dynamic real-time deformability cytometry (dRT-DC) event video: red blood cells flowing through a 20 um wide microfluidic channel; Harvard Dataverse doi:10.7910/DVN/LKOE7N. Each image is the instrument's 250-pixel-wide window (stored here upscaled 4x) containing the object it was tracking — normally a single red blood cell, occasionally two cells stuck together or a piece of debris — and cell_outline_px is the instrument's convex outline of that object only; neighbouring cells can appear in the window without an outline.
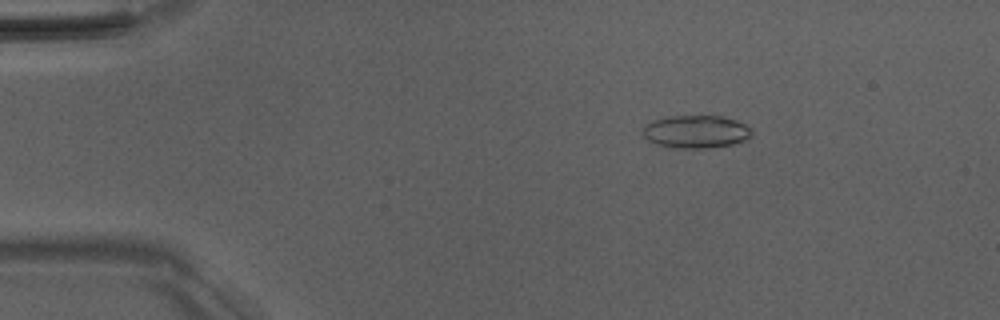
{"species": "Egyptian fruit bat (a non-hibernating species)", "species_latin": "Rousettus aegyptiacus", "temperature_condition": "room temperature", "stored_images_in_passage": 47, "camera_frame_rate_fps": 3000, "um_per_image_px": 0.085, "animal": {"sex": "male"}, "frame": {"image": 1, "passage_image": 4, "time_ms": 1.0, "image_size_px": [1000, 320], "cell_outline_px": [[752, 136], [744, 140], [732, 144], [708, 148], [676, 148], [656, 144], [648, 140], [640, 132], [644, 124], [652, 120], [668, 116], [720, 116], [736, 120], [752, 128]], "centroid_in_image_um": [59.12, 11.19], "position_along_channel_um": 25.9, "area_um2": 21.04}}
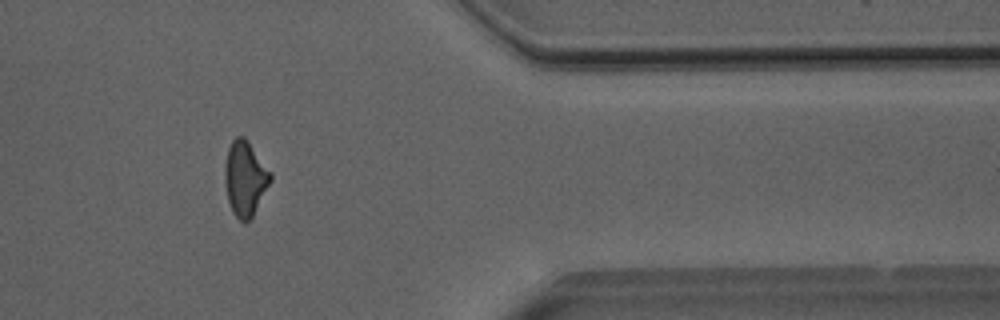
{"frame": {"image": 2, "passage_image": 38, "time_ms": 12.333, "image_size_px": [1000, 320], "cell_outline_px": [[272, 180], [252, 216], [244, 224], [232, 212], [228, 200], [224, 180], [224, 164], [228, 148], [232, 140], [236, 136], [244, 136], [248, 140], [272, 172]], "centroid_in_image_um": [20.83, 15.13], "position_along_channel_um": 390.6, "area_um2": 20.11}}
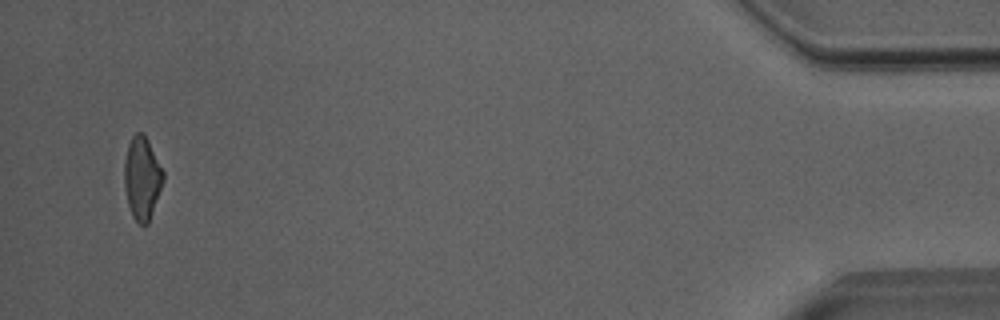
{"frame": {"image": 3, "passage_image": 45, "time_ms": 14.667, "image_size_px": [1000, 320], "cell_outline_px": [[164, 180], [148, 224], [144, 228], [132, 216], [128, 204], [124, 188], [124, 160], [128, 144], [132, 136], [136, 132], [144, 132], [164, 172]], "centroid_in_image_um": [12.07, 15.14], "position_along_channel_um": 423.1, "area_um2": 18.96}, "authors_computed_cell_mechanics": {"area_um2": 19.7676, "velocity_mm_per_s": 4.0447, "shape_relaxation_time_tau1_ms": 7.6345, "shape_relaxation_time_tau2_ms": 2.7093, "deformation_change_tau1": 0.2327, "deformation_change_tau2": 0.1109}}